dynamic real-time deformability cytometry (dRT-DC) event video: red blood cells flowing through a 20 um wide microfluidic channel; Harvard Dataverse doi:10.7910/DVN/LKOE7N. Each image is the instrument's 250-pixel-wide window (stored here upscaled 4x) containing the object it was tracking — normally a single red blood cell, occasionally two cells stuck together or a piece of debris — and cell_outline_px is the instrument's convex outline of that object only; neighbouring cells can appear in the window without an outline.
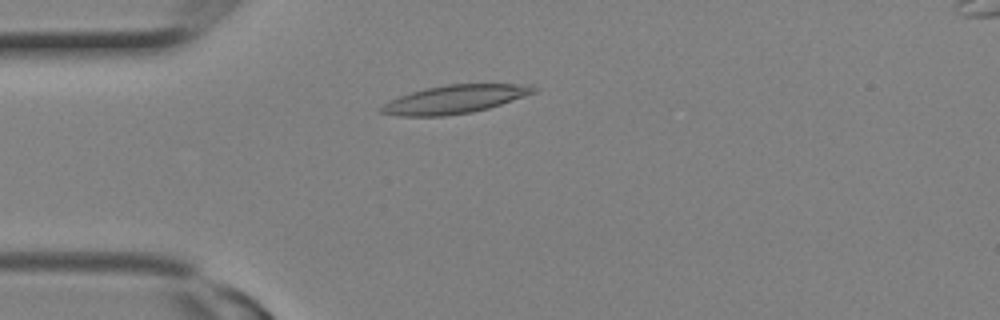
{"species": "Egyptian fruit bat (a non-hibernating species)", "species_latin": "Rousettus aegyptiacus", "temperature_condition": "room temperature", "stored_images_in_passage": 6, "camera_frame_rate_fps": 3000, "um_per_image_px": 0.085, "animal": {"sex": "female"}, "frame": {"image": 1, "passage_image": 2, "time_ms": 0.333, "image_size_px": [1000, 320], "cell_outline_px": [[540, 88], [536, 92], [488, 108], [472, 112], [444, 116], [400, 116], [380, 112], [380, 108], [388, 100], [424, 88], [448, 84], [532, 84]], "centroid_in_image_um": [38.68, 8.43], "position_along_channel_um": 46.3, "area_um2": 25.09}}
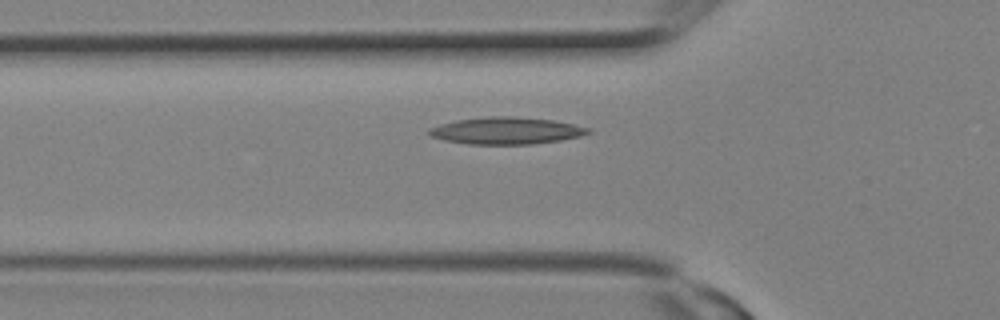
{"frame": {"image": 2, "passage_image": 4, "time_ms": 1.0, "image_size_px": [1000, 320], "cell_outline_px": [[592, 132], [580, 136], [560, 140], [532, 144], [468, 144], [444, 140], [432, 136], [428, 132], [428, 128], [440, 124], [456, 120], [488, 116], [512, 116], [556, 120], [592, 128]], "centroid_in_image_um": [43.07, 11.1], "position_along_channel_um": 82.7, "area_um2": 25.14}}
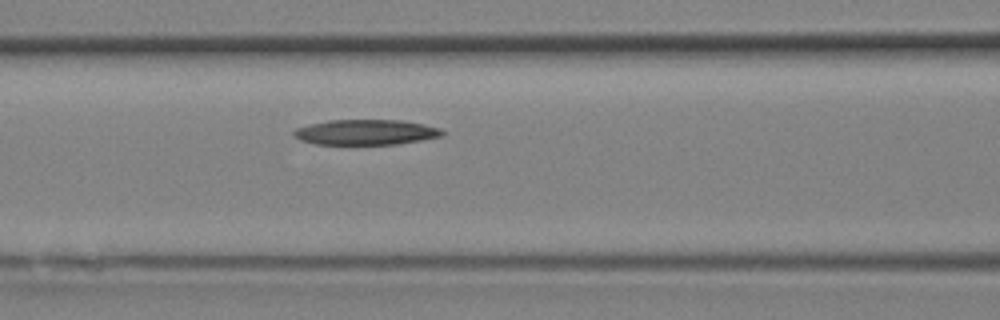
{"frame": {"image": 3, "passage_image": 6, "time_ms": 1.667, "image_size_px": [1000, 320], "cell_outline_px": [[444, 136], [396, 144], [316, 144], [300, 140], [292, 136], [292, 132], [296, 128], [328, 120], [400, 120], [424, 124], [440, 128], [444, 132]], "centroid_in_image_um": [31.09, 11.24], "position_along_channel_um": 135.5, "area_um2": 21.85}}